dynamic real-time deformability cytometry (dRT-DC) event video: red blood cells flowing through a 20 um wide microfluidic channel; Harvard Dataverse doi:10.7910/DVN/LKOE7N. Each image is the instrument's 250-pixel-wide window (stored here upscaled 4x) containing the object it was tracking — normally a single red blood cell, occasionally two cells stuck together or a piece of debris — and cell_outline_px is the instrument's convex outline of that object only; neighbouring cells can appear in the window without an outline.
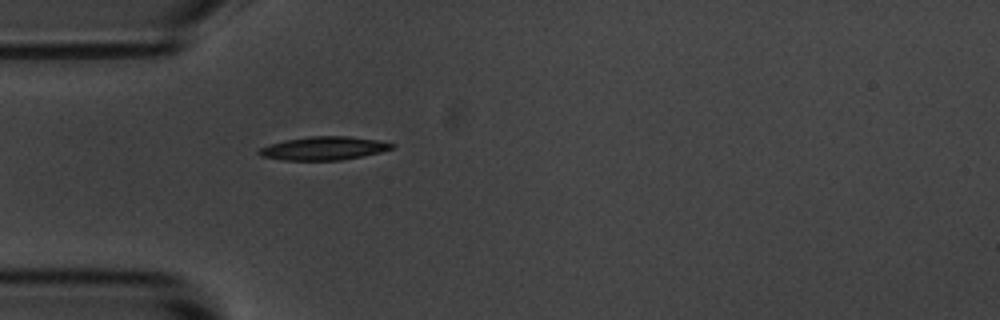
{"species": "common noctule bat (a hibernating species)", "species_latin": "Nyctalus noctula", "temperature_condition": "room temperature", "stored_images_in_passage": 21, "camera_frame_rate_fps": 3000, "um_per_image_px": 0.085, "animal": {"sex": "male", "body_mass_g": 20.1, "forearm_length_mm": 53.5}, "frame": {"image": 1, "passage_image": 1, "time_ms": 0.0, "image_size_px": [1000, 320], "cell_outline_px": [[396, 144], [392, 148], [380, 152], [340, 160], [284, 160], [260, 156], [256, 152], [260, 148], [268, 144], [284, 140], [308, 136], [348, 136], [380, 140]], "centroid_in_image_um": [27.49, 12.59], "position_along_channel_um": 57.5, "area_um2": 18.15}}
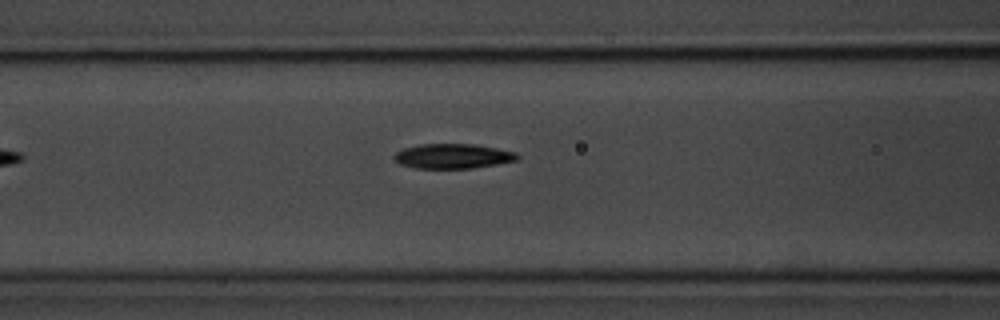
{"frame": {"image": 2, "passage_image": 7, "time_ms": 2.0, "image_size_px": [1000, 320], "cell_outline_px": [[520, 156], [516, 160], [496, 164], [472, 168], [416, 168], [400, 164], [392, 156], [396, 152], [404, 148], [420, 144], [476, 144], [516, 152]], "centroid_in_image_um": [38.49, 13.26], "position_along_channel_um": 128.1, "area_um2": 17.69}}
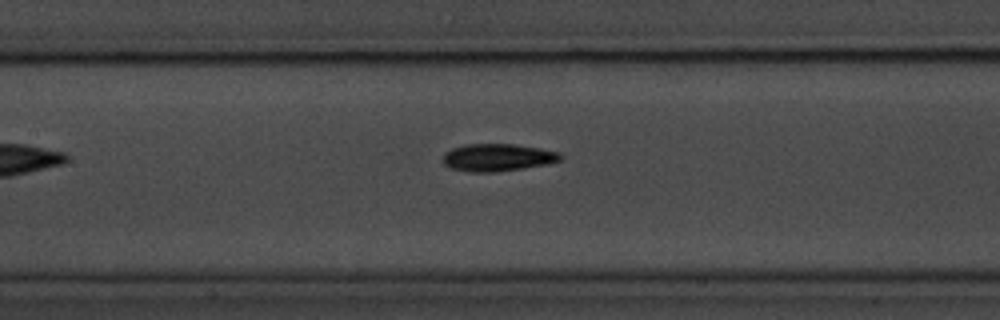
{"frame": {"image": 3, "passage_image": 10, "time_ms": 3.0, "image_size_px": [1000, 320], "cell_outline_px": [[564, 156], [560, 160], [548, 164], [496, 172], [472, 172], [452, 168], [444, 164], [444, 152], [452, 148], [464, 144], [512, 144], [540, 148], [560, 152]], "centroid_in_image_um": [42.32, 13.38], "position_along_channel_um": 165.1, "area_um2": 18.79}}